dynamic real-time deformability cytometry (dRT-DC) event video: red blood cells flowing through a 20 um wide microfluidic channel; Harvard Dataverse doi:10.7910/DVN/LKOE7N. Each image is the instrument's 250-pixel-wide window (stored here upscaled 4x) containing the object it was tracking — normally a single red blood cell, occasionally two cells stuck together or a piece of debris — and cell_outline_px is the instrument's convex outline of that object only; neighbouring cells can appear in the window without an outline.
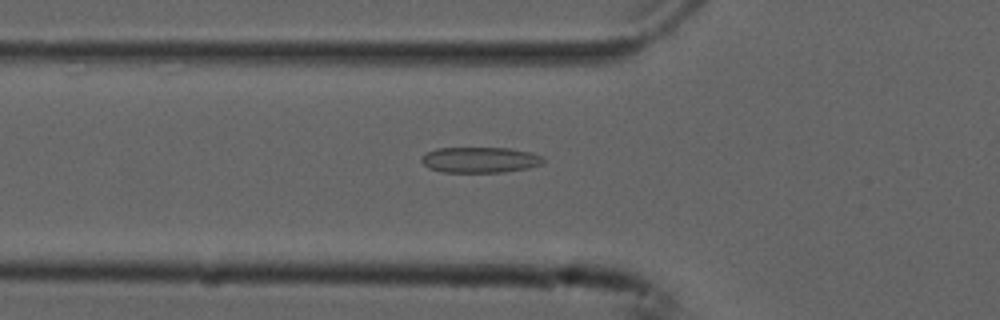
{"species": "common noctule bat (a hibernating species)", "species_latin": "Nyctalus noctula", "temperature_condition": "cold", "stored_images_in_passage": 54, "camera_frame_rate_fps": 3000, "um_per_image_px": 0.085, "animal": {"sex": "male", "forearm_length_mm": 52.5}, "frame": {"image": 1, "passage_image": 19, "time_ms": 6.0, "image_size_px": [1000, 320], "cell_outline_px": [[544, 160], [540, 164], [528, 168], [504, 172], [444, 172], [428, 168], [420, 160], [420, 156], [424, 152], [436, 148], [508, 148], [532, 152], [540, 156]], "centroid_in_image_um": [40.74, 13.58], "position_along_channel_um": 85.1, "area_um2": 18.32}}
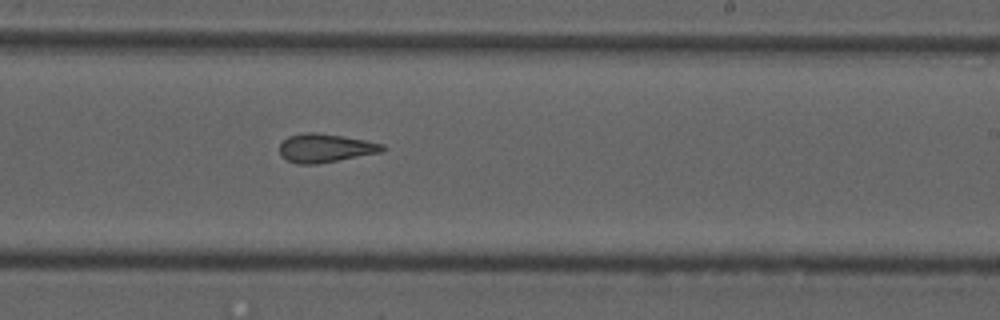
{"frame": {"image": 2, "passage_image": 33, "time_ms": 10.667, "image_size_px": [1000, 320], "cell_outline_px": [[388, 148], [384, 152], [316, 164], [296, 164], [280, 156], [280, 144], [288, 136], [304, 132], [316, 132], [344, 136], [384, 144]], "centroid_in_image_um": [27.68, 12.58], "position_along_channel_um": 261.3, "area_um2": 17.34}}
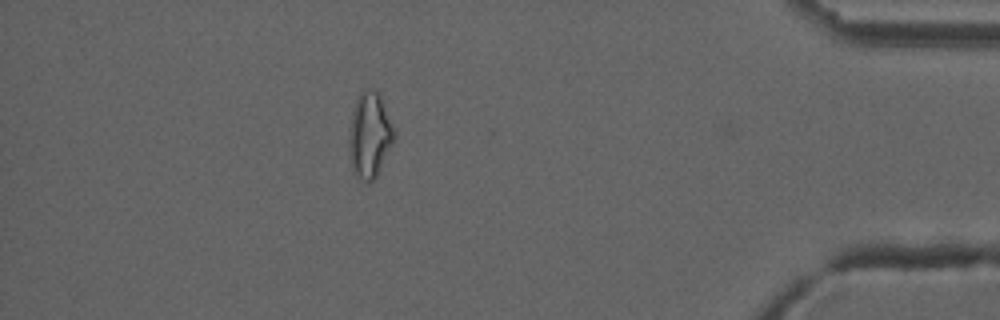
{"frame": {"image": 3, "passage_image": 48, "time_ms": 15.667, "image_size_px": [1000, 320], "cell_outline_px": [[396, 132], [392, 144], [376, 176], [368, 184], [360, 180], [352, 172], [348, 152], [348, 128], [352, 112], [356, 100], [360, 92], [380, 92]], "centroid_in_image_um": [31.39, 11.53], "position_along_channel_um": 403.8, "area_um2": 22.72}, "authors_computed_cell_mechanics": {"area_um2": 18.9006, "velocity_mm_per_s": 3.773, "shape_relaxation_time_tau1_ms": null, "shape_relaxation_time_tau2_ms": 2.9397, "deformation_change_tau1": null, "deformation_change_tau2": 0.1198}}